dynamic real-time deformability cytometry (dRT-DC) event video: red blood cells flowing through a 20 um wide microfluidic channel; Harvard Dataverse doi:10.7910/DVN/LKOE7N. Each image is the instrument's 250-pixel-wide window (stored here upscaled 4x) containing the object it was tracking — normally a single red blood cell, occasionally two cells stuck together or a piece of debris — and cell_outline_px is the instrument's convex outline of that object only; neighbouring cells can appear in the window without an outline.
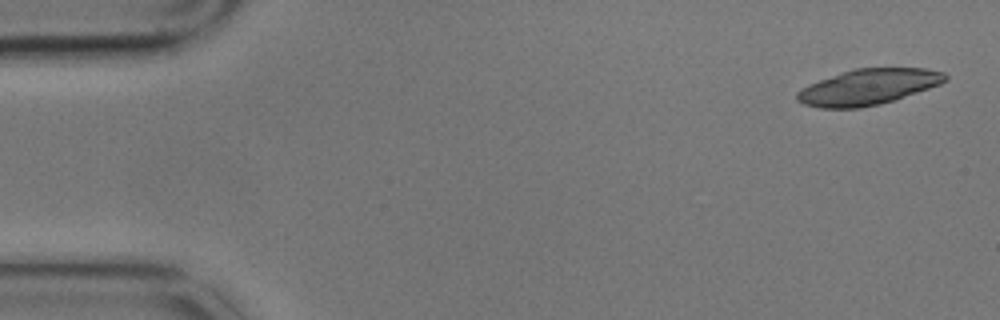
{"species": "common noctule bat (a hibernating species)", "species_latin": "Nyctalus noctula", "temperature_condition": "cold", "stored_images_in_passage": 6, "camera_frame_rate_fps": 3000, "um_per_image_px": 0.085, "animal": {"sex": "male", "body_mass_g": 17.9}, "frame": {"image": 1, "passage_image": 1, "time_ms": 0.0, "image_size_px": [1000, 320], "cell_outline_px": [[948, 80], [940, 84], [896, 100], [880, 104], [860, 108], [820, 108], [804, 104], [796, 100], [796, 92], [800, 88], [808, 84], [856, 68], [924, 68], [944, 72], [948, 76]], "centroid_in_image_um": [73.81, 7.4], "position_along_channel_um": 11.2, "area_um2": 30.87}}